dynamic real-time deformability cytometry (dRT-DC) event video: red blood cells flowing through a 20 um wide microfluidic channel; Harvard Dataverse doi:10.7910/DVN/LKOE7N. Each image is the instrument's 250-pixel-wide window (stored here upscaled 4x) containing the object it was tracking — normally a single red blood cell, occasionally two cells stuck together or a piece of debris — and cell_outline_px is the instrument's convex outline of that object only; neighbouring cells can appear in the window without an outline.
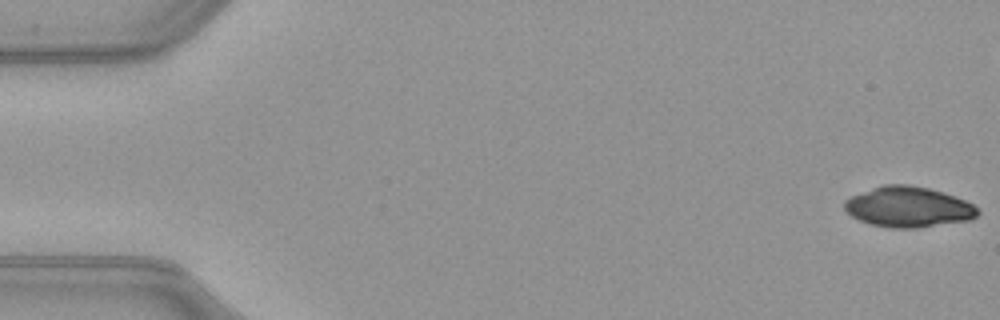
{"species": "common noctule bat (a hibernating species)", "species_latin": "Nyctalus noctula", "temperature_condition": "warm", "stored_images_in_passage": 52, "camera_frame_rate_fps": 3000, "um_per_image_px": 0.085, "animal": {"sex": "female", "body_mass_g": 21.9}, "frame": {"image": 1, "passage_image": 1, "time_ms": 0.0, "image_size_px": [1000, 320], "cell_outline_px": [[980, 212], [972, 220], [916, 228], [892, 228], [872, 224], [860, 220], [852, 216], [844, 208], [844, 200], [852, 196], [872, 188], [884, 184], [908, 184], [928, 188], [944, 192], [956, 196], [972, 204]], "centroid_in_image_um": [77.23, 17.59], "position_along_channel_um": 7.8, "area_um2": 31.39}}
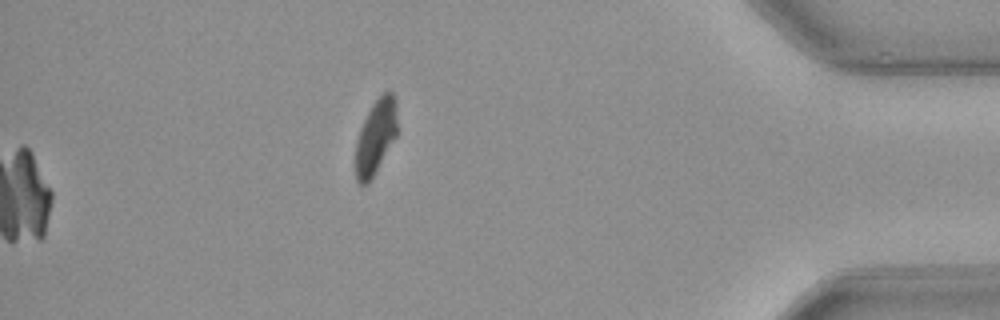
{"frame": {"image": 2, "passage_image": 52, "time_ms": 17.0, "image_size_px": [1000, 320], "cell_outline_px": [[396, 136], [368, 184], [360, 184], [356, 180], [356, 140], [360, 128], [372, 104], [384, 92], [392, 92], [396, 100]], "centroid_in_image_um": [31.92, 11.62], "position_along_channel_um": 403.3, "area_um2": 17.74}}